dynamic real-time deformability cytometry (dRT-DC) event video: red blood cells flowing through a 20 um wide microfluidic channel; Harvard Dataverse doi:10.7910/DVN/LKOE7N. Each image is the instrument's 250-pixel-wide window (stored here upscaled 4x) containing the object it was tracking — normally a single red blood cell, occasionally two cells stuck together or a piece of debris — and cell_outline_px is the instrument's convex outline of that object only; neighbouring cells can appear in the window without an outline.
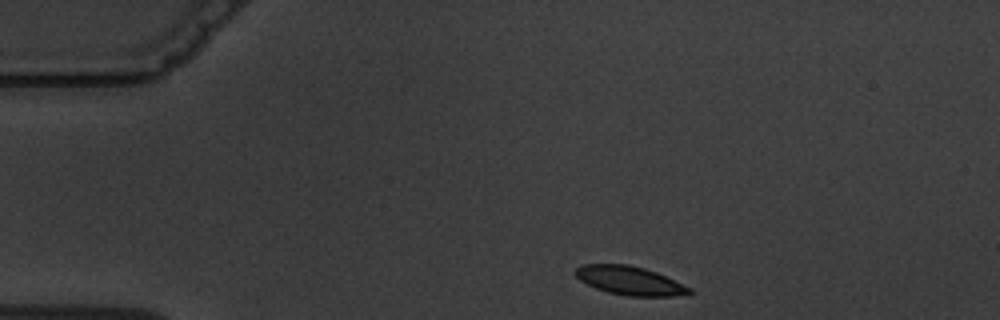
{"species": "common noctule bat (a hibernating species)", "species_latin": "Nyctalus noctula", "temperature_condition": "warm", "stored_images_in_passage": 7, "camera_frame_rate_fps": 3000, "um_per_image_px": 0.085, "animal": {"sex": "male", "body_mass_g": 19.5, "forearm_length_mm": 54.6}, "frame": {"image": 1, "passage_image": 1, "time_ms": 0.0, "image_size_px": [1000, 320], "cell_outline_px": [[692, 292], [688, 296], [628, 296], [608, 292], [596, 288], [580, 280], [572, 272], [580, 264], [628, 264], [644, 268], [656, 272], [692, 288]], "centroid_in_image_um": [53.54, 23.85], "position_along_channel_um": 31.5, "area_um2": 19.19}}
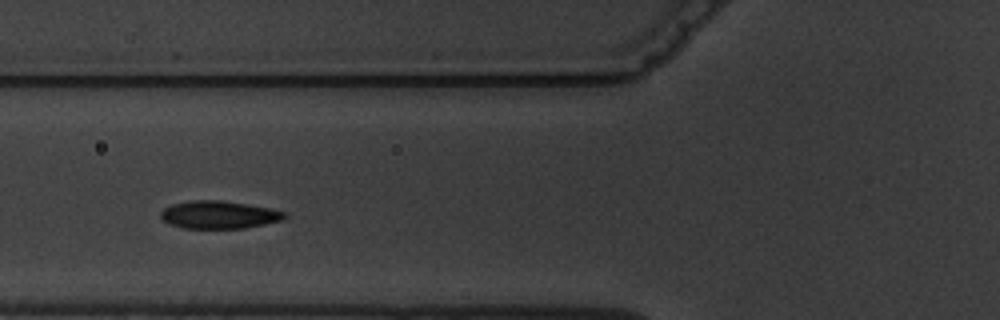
{"frame": {"image": 2, "passage_image": 4, "time_ms": 3.667, "image_size_px": [1000, 320], "cell_outline_px": [[288, 216], [284, 220], [244, 228], [184, 228], [168, 224], [160, 216], [160, 212], [164, 208], [172, 204], [192, 200], [220, 200], [248, 204], [268, 208], [284, 212]], "centroid_in_image_um": [18.6, 18.25], "position_along_channel_um": 107.2, "area_um2": 20.0}}
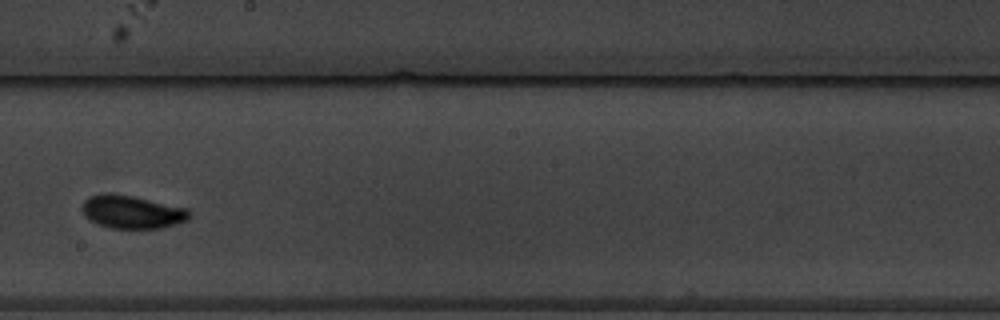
{"frame": {"image": 3, "passage_image": 7, "time_ms": 7.333, "image_size_px": [1000, 320], "cell_outline_px": [[192, 216], [188, 220], [176, 224], [160, 228], [108, 228], [96, 224], [84, 216], [80, 208], [80, 204], [88, 196], [108, 192], [132, 196], [188, 208], [192, 212]], "centroid_in_image_um": [11.19, 18.01], "position_along_channel_um": 237.0, "area_um2": 21.1}}